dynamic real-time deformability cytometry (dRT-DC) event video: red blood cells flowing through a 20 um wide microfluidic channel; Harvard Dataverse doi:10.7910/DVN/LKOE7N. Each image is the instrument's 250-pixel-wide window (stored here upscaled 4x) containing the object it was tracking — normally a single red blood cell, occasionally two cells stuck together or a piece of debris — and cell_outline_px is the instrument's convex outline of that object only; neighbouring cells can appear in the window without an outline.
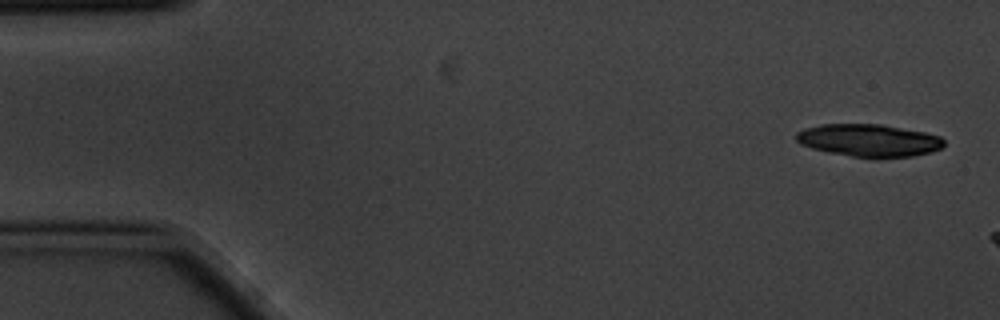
{"species": "common noctule bat (a hibernating species)", "species_latin": "Nyctalus noctula", "temperature_condition": "cold", "stored_images_in_passage": 5, "camera_frame_rate_fps": 3000, "um_per_image_px": 0.085, "animal": {"sex": "male", "body_mass_g": 20.1, "forearm_length_mm": 53.5}, "frame": {"image": 1, "passage_image": 1, "time_ms": 0.0, "image_size_px": [1000, 320], "cell_outline_px": [[944, 144], [940, 148], [932, 152], [912, 156], [876, 160], [828, 152], [812, 148], [800, 144], [796, 140], [796, 132], [804, 128], [820, 124], [880, 124], [924, 132], [940, 136], [944, 140]], "centroid_in_image_um": [73.85, 11.95], "position_along_channel_um": 11.1, "area_um2": 28.44}}